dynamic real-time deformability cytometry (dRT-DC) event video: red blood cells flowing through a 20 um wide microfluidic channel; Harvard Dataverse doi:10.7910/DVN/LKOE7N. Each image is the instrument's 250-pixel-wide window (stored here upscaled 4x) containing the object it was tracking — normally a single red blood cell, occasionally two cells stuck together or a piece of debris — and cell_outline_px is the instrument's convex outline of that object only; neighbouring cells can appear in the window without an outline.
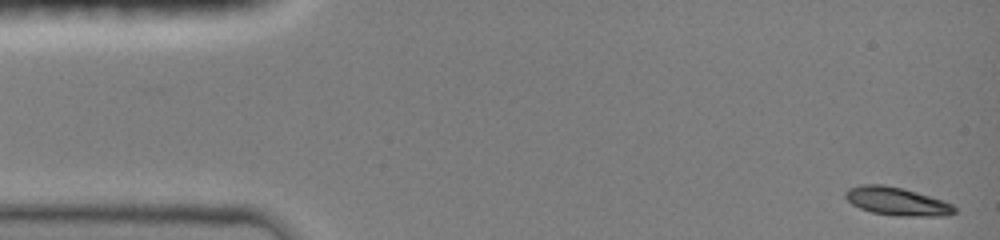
{"species": "common noctule bat (a hibernating species)", "species_latin": "Nyctalus noctula", "temperature_condition": "room temperature", "stored_images_in_passage": 45, "camera_frame_rate_fps": 3000, "um_per_image_px": 0.085, "animal": {"sex": "female", "body_mass_g": 19.0, "forearm_length_mm": 51.5}, "frame": {"image": 1, "passage_image": 1, "time_ms": 0.0, "image_size_px": [1000, 240], "cell_outline_px": [[956, 212], [948, 216], [896, 216], [872, 212], [860, 208], [852, 204], [844, 196], [844, 192], [848, 188], [860, 184], [884, 184], [916, 192], [952, 204], [956, 208]], "centroid_in_image_um": [76.21, 17.12], "position_along_channel_um": 8.8, "area_um2": 17.86}}
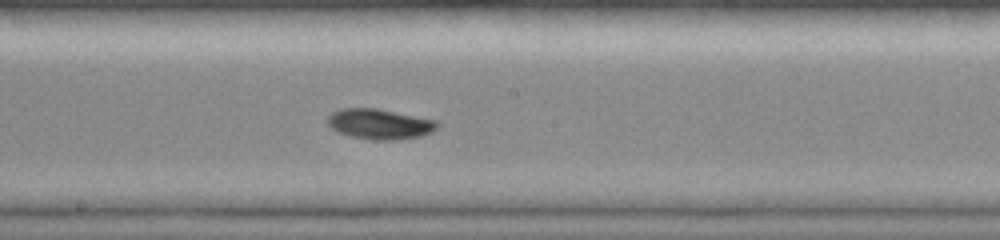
{"frame": {"image": 2, "passage_image": 25, "time_ms": 8.0, "image_size_px": [1000, 240], "cell_outline_px": [[440, 124], [432, 132], [420, 136], [396, 140], [372, 140], [352, 136], [336, 132], [328, 124], [328, 116], [332, 112], [340, 108], [376, 108], [436, 120]], "centroid_in_image_um": [32.26, 10.54], "position_along_channel_um": 215.9, "area_um2": 19.36}}
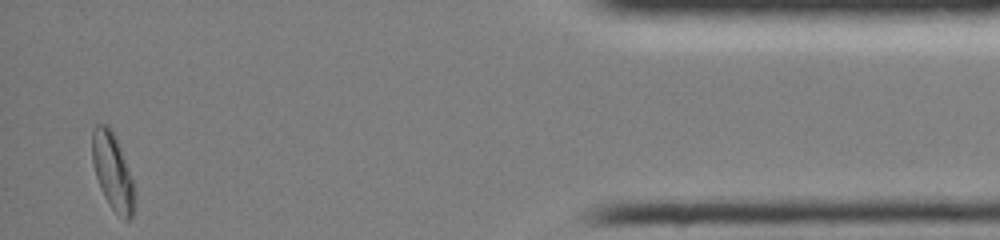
{"frame": {"image": 3, "passage_image": 45, "time_ms": 14.667, "image_size_px": [1000, 240], "cell_outline_px": [[136, 192], [132, 216], [128, 220], [124, 220], [112, 208], [104, 196], [100, 188], [96, 176], [92, 160], [92, 128], [96, 124], [108, 124], [112, 128], [132, 180]], "centroid_in_image_um": [9.56, 14.56], "position_along_channel_um": 425.6, "area_um2": 18.79}, "authors_computed_cell_mechanics": {"area_um2": 18.0914, "velocity_mm_per_s": 4.0474, "shape_relaxation_time_tau1_ms": 2.9853, "shape_relaxation_time_tau2_ms": null, "deformation_change_tau1": 0.1386, "deformation_change_tau2": null}}